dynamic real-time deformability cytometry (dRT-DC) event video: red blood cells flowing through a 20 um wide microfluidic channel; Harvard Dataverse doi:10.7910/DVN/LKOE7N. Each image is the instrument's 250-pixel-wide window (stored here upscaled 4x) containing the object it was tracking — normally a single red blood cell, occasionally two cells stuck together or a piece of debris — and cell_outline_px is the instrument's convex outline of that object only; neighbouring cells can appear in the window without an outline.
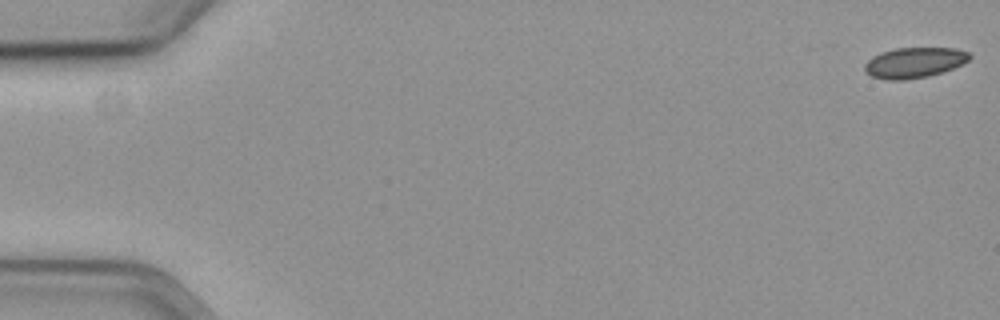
{"species": "common noctule bat (a hibernating species)", "species_latin": "Nyctalus noctula", "temperature_condition": "cold", "stored_images_in_passage": 58, "camera_frame_rate_fps": 3000, "um_per_image_px": 0.085, "animal": {"sex": "female", "body_mass_g": 19.3, "forearm_length_mm": 54.1}, "frame": {"image": 1, "passage_image": 1, "time_ms": 0.0, "image_size_px": [1000, 320], "cell_outline_px": [[972, 56], [964, 64], [928, 76], [904, 80], [888, 80], [872, 76], [864, 68], [864, 64], [872, 56], [880, 52], [896, 48], [956, 48], [968, 52]], "centroid_in_image_um": [77.72, 5.31], "position_along_channel_um": 7.3, "area_um2": 18.55}}
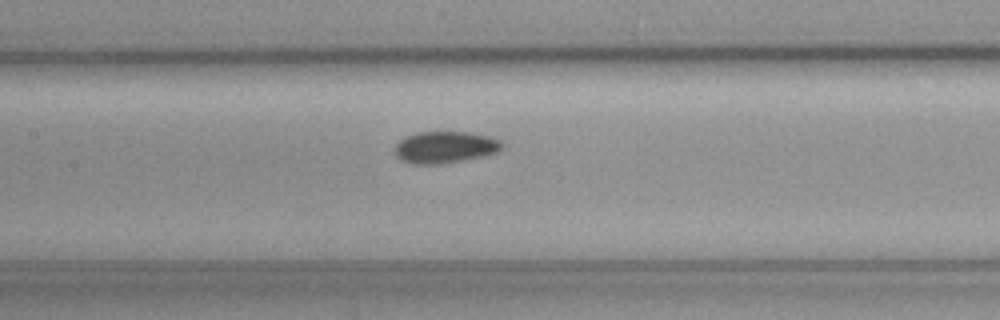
{"frame": {"image": 2, "passage_image": 28, "time_ms": 9.0, "image_size_px": [1000, 320], "cell_outline_px": [[504, 144], [496, 152], [480, 156], [440, 164], [412, 164], [400, 160], [396, 156], [392, 148], [400, 140], [416, 132], [468, 132], [492, 136], [500, 140]], "centroid_in_image_um": [37.78, 12.5], "position_along_channel_um": 169.6, "area_um2": 19.83}}
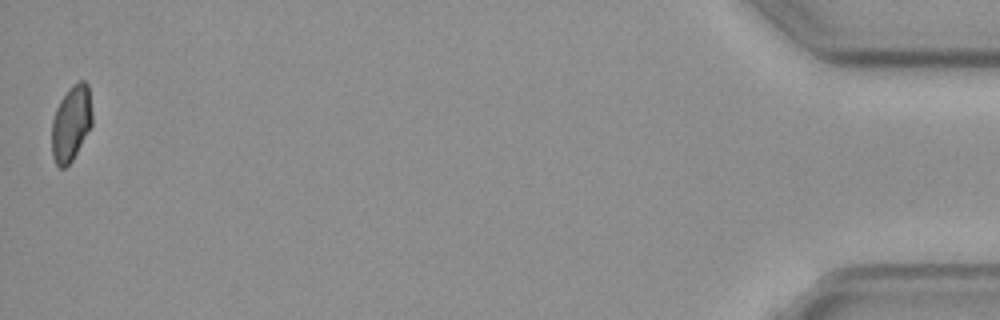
{"frame": {"image": 3, "passage_image": 58, "time_ms": 19.0, "image_size_px": [1000, 320], "cell_outline_px": [[92, 124], [72, 160], [64, 168], [60, 168], [56, 164], [52, 156], [52, 120], [56, 108], [60, 100], [72, 84], [80, 80], [84, 80], [88, 84], [92, 112]], "centroid_in_image_um": [6.04, 10.45], "position_along_channel_um": 429.2, "area_um2": 17.74}, "authors_computed_cell_mechanics": {"area_um2": 19.1318, "velocity_mm_per_s": 3.5811, "shape_relaxation_time_tau1_ms": null, "shape_relaxation_time_tau2_ms": 4.5055, "deformation_change_tau1": null, "deformation_change_tau2": 0.0844}}